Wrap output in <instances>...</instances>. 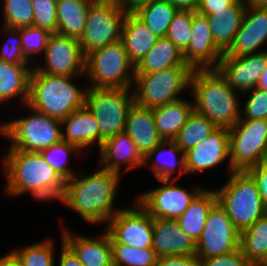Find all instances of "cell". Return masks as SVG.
Listing matches in <instances>:
<instances>
[{
  "label": "cell",
  "instance_id": "obj_5",
  "mask_svg": "<svg viewBox=\"0 0 267 266\" xmlns=\"http://www.w3.org/2000/svg\"><path fill=\"white\" fill-rule=\"evenodd\" d=\"M21 108L22 112L27 110L24 116L0 120V139L9 143L5 150L40 152L62 140L61 120L40 113L27 104Z\"/></svg>",
  "mask_w": 267,
  "mask_h": 266
},
{
  "label": "cell",
  "instance_id": "obj_41",
  "mask_svg": "<svg viewBox=\"0 0 267 266\" xmlns=\"http://www.w3.org/2000/svg\"><path fill=\"white\" fill-rule=\"evenodd\" d=\"M0 60L11 64L32 65L22 54L19 29L0 25ZM4 39V40H3Z\"/></svg>",
  "mask_w": 267,
  "mask_h": 266
},
{
  "label": "cell",
  "instance_id": "obj_1",
  "mask_svg": "<svg viewBox=\"0 0 267 266\" xmlns=\"http://www.w3.org/2000/svg\"><path fill=\"white\" fill-rule=\"evenodd\" d=\"M91 173L79 172L66 184V209L71 210L83 223L104 227L123 206L118 207L119 174L101 168L97 163ZM121 183V185H120Z\"/></svg>",
  "mask_w": 267,
  "mask_h": 266
},
{
  "label": "cell",
  "instance_id": "obj_42",
  "mask_svg": "<svg viewBox=\"0 0 267 266\" xmlns=\"http://www.w3.org/2000/svg\"><path fill=\"white\" fill-rule=\"evenodd\" d=\"M196 11L178 10L173 17L166 37L182 52L188 47L191 39L192 21Z\"/></svg>",
  "mask_w": 267,
  "mask_h": 266
},
{
  "label": "cell",
  "instance_id": "obj_27",
  "mask_svg": "<svg viewBox=\"0 0 267 266\" xmlns=\"http://www.w3.org/2000/svg\"><path fill=\"white\" fill-rule=\"evenodd\" d=\"M248 2L237 0L228 10L216 11L207 17L211 36L216 46L225 53L232 45L240 28Z\"/></svg>",
  "mask_w": 267,
  "mask_h": 266
},
{
  "label": "cell",
  "instance_id": "obj_10",
  "mask_svg": "<svg viewBox=\"0 0 267 266\" xmlns=\"http://www.w3.org/2000/svg\"><path fill=\"white\" fill-rule=\"evenodd\" d=\"M126 15L127 12L115 0H94L90 4L85 29L79 39L84 56L120 41Z\"/></svg>",
  "mask_w": 267,
  "mask_h": 266
},
{
  "label": "cell",
  "instance_id": "obj_16",
  "mask_svg": "<svg viewBox=\"0 0 267 266\" xmlns=\"http://www.w3.org/2000/svg\"><path fill=\"white\" fill-rule=\"evenodd\" d=\"M184 154L187 176H200L199 173L202 175L205 172L209 174L211 170L220 166L223 167V164L226 167H223V170L225 169L227 175L233 172L230 161L229 130L227 128H217Z\"/></svg>",
  "mask_w": 267,
  "mask_h": 266
},
{
  "label": "cell",
  "instance_id": "obj_37",
  "mask_svg": "<svg viewBox=\"0 0 267 266\" xmlns=\"http://www.w3.org/2000/svg\"><path fill=\"white\" fill-rule=\"evenodd\" d=\"M217 128L208 118L193 111L173 141L183 152H186L208 137Z\"/></svg>",
  "mask_w": 267,
  "mask_h": 266
},
{
  "label": "cell",
  "instance_id": "obj_30",
  "mask_svg": "<svg viewBox=\"0 0 267 266\" xmlns=\"http://www.w3.org/2000/svg\"><path fill=\"white\" fill-rule=\"evenodd\" d=\"M207 187L195 197L185 212L177 219L180 228L195 243L202 235L211 208L218 202L215 189L209 185Z\"/></svg>",
  "mask_w": 267,
  "mask_h": 266
},
{
  "label": "cell",
  "instance_id": "obj_44",
  "mask_svg": "<svg viewBox=\"0 0 267 266\" xmlns=\"http://www.w3.org/2000/svg\"><path fill=\"white\" fill-rule=\"evenodd\" d=\"M34 9L33 26L51 33L57 30V0H32Z\"/></svg>",
  "mask_w": 267,
  "mask_h": 266
},
{
  "label": "cell",
  "instance_id": "obj_7",
  "mask_svg": "<svg viewBox=\"0 0 267 266\" xmlns=\"http://www.w3.org/2000/svg\"><path fill=\"white\" fill-rule=\"evenodd\" d=\"M193 71L188 65H177L152 73L135 74L132 87L135 103L153 109L184 98L186 92L189 96Z\"/></svg>",
  "mask_w": 267,
  "mask_h": 266
},
{
  "label": "cell",
  "instance_id": "obj_47",
  "mask_svg": "<svg viewBox=\"0 0 267 266\" xmlns=\"http://www.w3.org/2000/svg\"><path fill=\"white\" fill-rule=\"evenodd\" d=\"M247 172L256 181L261 199L267 207V160L249 168Z\"/></svg>",
  "mask_w": 267,
  "mask_h": 266
},
{
  "label": "cell",
  "instance_id": "obj_54",
  "mask_svg": "<svg viewBox=\"0 0 267 266\" xmlns=\"http://www.w3.org/2000/svg\"><path fill=\"white\" fill-rule=\"evenodd\" d=\"M2 266H18L16 262L10 257L8 251L2 253Z\"/></svg>",
  "mask_w": 267,
  "mask_h": 266
},
{
  "label": "cell",
  "instance_id": "obj_6",
  "mask_svg": "<svg viewBox=\"0 0 267 266\" xmlns=\"http://www.w3.org/2000/svg\"><path fill=\"white\" fill-rule=\"evenodd\" d=\"M223 185L214 189L218 203L226 210L228 217L241 233L258 219L267 215L258 191L257 183L247 171H233Z\"/></svg>",
  "mask_w": 267,
  "mask_h": 266
},
{
  "label": "cell",
  "instance_id": "obj_9",
  "mask_svg": "<svg viewBox=\"0 0 267 266\" xmlns=\"http://www.w3.org/2000/svg\"><path fill=\"white\" fill-rule=\"evenodd\" d=\"M134 102L132 88H88L85 105L98 121L100 147L106 139L124 131Z\"/></svg>",
  "mask_w": 267,
  "mask_h": 266
},
{
  "label": "cell",
  "instance_id": "obj_51",
  "mask_svg": "<svg viewBox=\"0 0 267 266\" xmlns=\"http://www.w3.org/2000/svg\"><path fill=\"white\" fill-rule=\"evenodd\" d=\"M117 4L126 12H134L137 8L152 0H115Z\"/></svg>",
  "mask_w": 267,
  "mask_h": 266
},
{
  "label": "cell",
  "instance_id": "obj_33",
  "mask_svg": "<svg viewBox=\"0 0 267 266\" xmlns=\"http://www.w3.org/2000/svg\"><path fill=\"white\" fill-rule=\"evenodd\" d=\"M45 236L44 240L25 243V246L19 245L8 250L10 257L18 266H55L57 257L56 238ZM56 246V247H55Z\"/></svg>",
  "mask_w": 267,
  "mask_h": 266
},
{
  "label": "cell",
  "instance_id": "obj_52",
  "mask_svg": "<svg viewBox=\"0 0 267 266\" xmlns=\"http://www.w3.org/2000/svg\"><path fill=\"white\" fill-rule=\"evenodd\" d=\"M178 10L196 11L200 0H169Z\"/></svg>",
  "mask_w": 267,
  "mask_h": 266
},
{
  "label": "cell",
  "instance_id": "obj_55",
  "mask_svg": "<svg viewBox=\"0 0 267 266\" xmlns=\"http://www.w3.org/2000/svg\"><path fill=\"white\" fill-rule=\"evenodd\" d=\"M249 5L267 8V0H250Z\"/></svg>",
  "mask_w": 267,
  "mask_h": 266
},
{
  "label": "cell",
  "instance_id": "obj_24",
  "mask_svg": "<svg viewBox=\"0 0 267 266\" xmlns=\"http://www.w3.org/2000/svg\"><path fill=\"white\" fill-rule=\"evenodd\" d=\"M144 168H148L157 180H180L187 175L185 154L173 140H163L151 150L144 157Z\"/></svg>",
  "mask_w": 267,
  "mask_h": 266
},
{
  "label": "cell",
  "instance_id": "obj_45",
  "mask_svg": "<svg viewBox=\"0 0 267 266\" xmlns=\"http://www.w3.org/2000/svg\"><path fill=\"white\" fill-rule=\"evenodd\" d=\"M66 184L67 182H58L52 185H47L44 187H38L36 189L30 190L25 195L32 196V199L35 201H42V204L46 203H54L57 201L64 207L66 205Z\"/></svg>",
  "mask_w": 267,
  "mask_h": 266
},
{
  "label": "cell",
  "instance_id": "obj_23",
  "mask_svg": "<svg viewBox=\"0 0 267 266\" xmlns=\"http://www.w3.org/2000/svg\"><path fill=\"white\" fill-rule=\"evenodd\" d=\"M152 248L158 257L195 255L196 243L180 228L177 220L153 219Z\"/></svg>",
  "mask_w": 267,
  "mask_h": 266
},
{
  "label": "cell",
  "instance_id": "obj_14",
  "mask_svg": "<svg viewBox=\"0 0 267 266\" xmlns=\"http://www.w3.org/2000/svg\"><path fill=\"white\" fill-rule=\"evenodd\" d=\"M42 58L33 66L41 73L70 77L85 76V56L76 38L52 33Z\"/></svg>",
  "mask_w": 267,
  "mask_h": 266
},
{
  "label": "cell",
  "instance_id": "obj_22",
  "mask_svg": "<svg viewBox=\"0 0 267 266\" xmlns=\"http://www.w3.org/2000/svg\"><path fill=\"white\" fill-rule=\"evenodd\" d=\"M62 140L76 145L86 156L100 149V131L96 117L85 105L61 120Z\"/></svg>",
  "mask_w": 267,
  "mask_h": 266
},
{
  "label": "cell",
  "instance_id": "obj_38",
  "mask_svg": "<svg viewBox=\"0 0 267 266\" xmlns=\"http://www.w3.org/2000/svg\"><path fill=\"white\" fill-rule=\"evenodd\" d=\"M0 17L2 18L0 23L7 28L33 26L32 0H0Z\"/></svg>",
  "mask_w": 267,
  "mask_h": 266
},
{
  "label": "cell",
  "instance_id": "obj_48",
  "mask_svg": "<svg viewBox=\"0 0 267 266\" xmlns=\"http://www.w3.org/2000/svg\"><path fill=\"white\" fill-rule=\"evenodd\" d=\"M155 266H202L201 259L195 255L160 256Z\"/></svg>",
  "mask_w": 267,
  "mask_h": 266
},
{
  "label": "cell",
  "instance_id": "obj_32",
  "mask_svg": "<svg viewBox=\"0 0 267 266\" xmlns=\"http://www.w3.org/2000/svg\"><path fill=\"white\" fill-rule=\"evenodd\" d=\"M177 65H187L183 52L170 39L161 37L135 66V74L152 73Z\"/></svg>",
  "mask_w": 267,
  "mask_h": 266
},
{
  "label": "cell",
  "instance_id": "obj_19",
  "mask_svg": "<svg viewBox=\"0 0 267 266\" xmlns=\"http://www.w3.org/2000/svg\"><path fill=\"white\" fill-rule=\"evenodd\" d=\"M95 157H98L97 164L101 168L117 173L121 177L127 174V171L131 175L134 174L133 171H139L144 163V157L124 131L106 139Z\"/></svg>",
  "mask_w": 267,
  "mask_h": 266
},
{
  "label": "cell",
  "instance_id": "obj_43",
  "mask_svg": "<svg viewBox=\"0 0 267 266\" xmlns=\"http://www.w3.org/2000/svg\"><path fill=\"white\" fill-rule=\"evenodd\" d=\"M248 95V96H247ZM244 96L247 98L244 99ZM240 119L267 120V91L253 88L242 94Z\"/></svg>",
  "mask_w": 267,
  "mask_h": 266
},
{
  "label": "cell",
  "instance_id": "obj_36",
  "mask_svg": "<svg viewBox=\"0 0 267 266\" xmlns=\"http://www.w3.org/2000/svg\"><path fill=\"white\" fill-rule=\"evenodd\" d=\"M39 153L42 155L43 159L66 180L71 179L78 173L76 169L69 164H73V161L70 162L71 157L73 158L74 156V159H80V162L84 160V157H87L76 145L63 140Z\"/></svg>",
  "mask_w": 267,
  "mask_h": 266
},
{
  "label": "cell",
  "instance_id": "obj_17",
  "mask_svg": "<svg viewBox=\"0 0 267 266\" xmlns=\"http://www.w3.org/2000/svg\"><path fill=\"white\" fill-rule=\"evenodd\" d=\"M58 219L64 243L73 251L83 266H113L110 235L104 228L99 230L101 232H96L94 236L82 235L78 231L74 232L73 228L66 224L68 222H65V218Z\"/></svg>",
  "mask_w": 267,
  "mask_h": 266
},
{
  "label": "cell",
  "instance_id": "obj_18",
  "mask_svg": "<svg viewBox=\"0 0 267 266\" xmlns=\"http://www.w3.org/2000/svg\"><path fill=\"white\" fill-rule=\"evenodd\" d=\"M266 45L267 8L247 4L240 28L224 56L238 57L261 53L267 51Z\"/></svg>",
  "mask_w": 267,
  "mask_h": 266
},
{
  "label": "cell",
  "instance_id": "obj_53",
  "mask_svg": "<svg viewBox=\"0 0 267 266\" xmlns=\"http://www.w3.org/2000/svg\"><path fill=\"white\" fill-rule=\"evenodd\" d=\"M256 88L267 91V65H266L265 70L262 72L260 76V79L258 81Z\"/></svg>",
  "mask_w": 267,
  "mask_h": 266
},
{
  "label": "cell",
  "instance_id": "obj_8",
  "mask_svg": "<svg viewBox=\"0 0 267 266\" xmlns=\"http://www.w3.org/2000/svg\"><path fill=\"white\" fill-rule=\"evenodd\" d=\"M135 66L122 41L93 50L85 56L88 88H132Z\"/></svg>",
  "mask_w": 267,
  "mask_h": 266
},
{
  "label": "cell",
  "instance_id": "obj_57",
  "mask_svg": "<svg viewBox=\"0 0 267 266\" xmlns=\"http://www.w3.org/2000/svg\"><path fill=\"white\" fill-rule=\"evenodd\" d=\"M0 266H2V254H0Z\"/></svg>",
  "mask_w": 267,
  "mask_h": 266
},
{
  "label": "cell",
  "instance_id": "obj_39",
  "mask_svg": "<svg viewBox=\"0 0 267 266\" xmlns=\"http://www.w3.org/2000/svg\"><path fill=\"white\" fill-rule=\"evenodd\" d=\"M112 265L155 266L158 256L152 247L136 248L122 243H111Z\"/></svg>",
  "mask_w": 267,
  "mask_h": 266
},
{
  "label": "cell",
  "instance_id": "obj_31",
  "mask_svg": "<svg viewBox=\"0 0 267 266\" xmlns=\"http://www.w3.org/2000/svg\"><path fill=\"white\" fill-rule=\"evenodd\" d=\"M94 0H57L56 33L80 39L83 35L88 10Z\"/></svg>",
  "mask_w": 267,
  "mask_h": 266
},
{
  "label": "cell",
  "instance_id": "obj_46",
  "mask_svg": "<svg viewBox=\"0 0 267 266\" xmlns=\"http://www.w3.org/2000/svg\"><path fill=\"white\" fill-rule=\"evenodd\" d=\"M201 261L202 266H254L240 248L228 254L203 258Z\"/></svg>",
  "mask_w": 267,
  "mask_h": 266
},
{
  "label": "cell",
  "instance_id": "obj_13",
  "mask_svg": "<svg viewBox=\"0 0 267 266\" xmlns=\"http://www.w3.org/2000/svg\"><path fill=\"white\" fill-rule=\"evenodd\" d=\"M103 227L110 243H122L136 248L152 247L153 218L135 200H130Z\"/></svg>",
  "mask_w": 267,
  "mask_h": 266
},
{
  "label": "cell",
  "instance_id": "obj_4",
  "mask_svg": "<svg viewBox=\"0 0 267 266\" xmlns=\"http://www.w3.org/2000/svg\"><path fill=\"white\" fill-rule=\"evenodd\" d=\"M0 148V158H3L0 172L5 180L3 196L10 199L19 198L38 187L67 182L43 159L39 152Z\"/></svg>",
  "mask_w": 267,
  "mask_h": 266
},
{
  "label": "cell",
  "instance_id": "obj_28",
  "mask_svg": "<svg viewBox=\"0 0 267 266\" xmlns=\"http://www.w3.org/2000/svg\"><path fill=\"white\" fill-rule=\"evenodd\" d=\"M158 37L147 28L133 12H127L121 41L128 54L129 60L136 66L157 42Z\"/></svg>",
  "mask_w": 267,
  "mask_h": 266
},
{
  "label": "cell",
  "instance_id": "obj_34",
  "mask_svg": "<svg viewBox=\"0 0 267 266\" xmlns=\"http://www.w3.org/2000/svg\"><path fill=\"white\" fill-rule=\"evenodd\" d=\"M178 9L169 0H152L140 6L133 13L158 38L166 37L170 23Z\"/></svg>",
  "mask_w": 267,
  "mask_h": 266
},
{
  "label": "cell",
  "instance_id": "obj_50",
  "mask_svg": "<svg viewBox=\"0 0 267 266\" xmlns=\"http://www.w3.org/2000/svg\"><path fill=\"white\" fill-rule=\"evenodd\" d=\"M237 0H200L196 12L211 15L220 10H228Z\"/></svg>",
  "mask_w": 267,
  "mask_h": 266
},
{
  "label": "cell",
  "instance_id": "obj_26",
  "mask_svg": "<svg viewBox=\"0 0 267 266\" xmlns=\"http://www.w3.org/2000/svg\"><path fill=\"white\" fill-rule=\"evenodd\" d=\"M124 132L143 157L163 141L155 125L153 109L142 107L135 102L128 111Z\"/></svg>",
  "mask_w": 267,
  "mask_h": 266
},
{
  "label": "cell",
  "instance_id": "obj_21",
  "mask_svg": "<svg viewBox=\"0 0 267 266\" xmlns=\"http://www.w3.org/2000/svg\"><path fill=\"white\" fill-rule=\"evenodd\" d=\"M267 65V51L238 57L223 56L217 70L241 94L256 88Z\"/></svg>",
  "mask_w": 267,
  "mask_h": 266
},
{
  "label": "cell",
  "instance_id": "obj_3",
  "mask_svg": "<svg viewBox=\"0 0 267 266\" xmlns=\"http://www.w3.org/2000/svg\"><path fill=\"white\" fill-rule=\"evenodd\" d=\"M87 90L85 76L50 75L33 67L27 105L40 113L63 120L85 106Z\"/></svg>",
  "mask_w": 267,
  "mask_h": 266
},
{
  "label": "cell",
  "instance_id": "obj_11",
  "mask_svg": "<svg viewBox=\"0 0 267 266\" xmlns=\"http://www.w3.org/2000/svg\"><path fill=\"white\" fill-rule=\"evenodd\" d=\"M157 181L156 187L143 190L135 198L153 219L177 220L205 188L203 184L193 185L194 182L188 187L178 183V179Z\"/></svg>",
  "mask_w": 267,
  "mask_h": 266
},
{
  "label": "cell",
  "instance_id": "obj_20",
  "mask_svg": "<svg viewBox=\"0 0 267 266\" xmlns=\"http://www.w3.org/2000/svg\"><path fill=\"white\" fill-rule=\"evenodd\" d=\"M191 33L190 43L183 51L185 63L193 70L217 69L224 53L214 43L205 15L194 13Z\"/></svg>",
  "mask_w": 267,
  "mask_h": 266
},
{
  "label": "cell",
  "instance_id": "obj_2",
  "mask_svg": "<svg viewBox=\"0 0 267 266\" xmlns=\"http://www.w3.org/2000/svg\"><path fill=\"white\" fill-rule=\"evenodd\" d=\"M194 111L218 128L230 129L241 115L242 94L217 69L194 70L190 81Z\"/></svg>",
  "mask_w": 267,
  "mask_h": 266
},
{
  "label": "cell",
  "instance_id": "obj_15",
  "mask_svg": "<svg viewBox=\"0 0 267 266\" xmlns=\"http://www.w3.org/2000/svg\"><path fill=\"white\" fill-rule=\"evenodd\" d=\"M240 248V232L217 202L210 210L200 239L196 242L195 254L210 258L236 251Z\"/></svg>",
  "mask_w": 267,
  "mask_h": 266
},
{
  "label": "cell",
  "instance_id": "obj_35",
  "mask_svg": "<svg viewBox=\"0 0 267 266\" xmlns=\"http://www.w3.org/2000/svg\"><path fill=\"white\" fill-rule=\"evenodd\" d=\"M240 249L254 266L264 261L267 257V215L240 233Z\"/></svg>",
  "mask_w": 267,
  "mask_h": 266
},
{
  "label": "cell",
  "instance_id": "obj_25",
  "mask_svg": "<svg viewBox=\"0 0 267 266\" xmlns=\"http://www.w3.org/2000/svg\"><path fill=\"white\" fill-rule=\"evenodd\" d=\"M32 70L33 65L11 64L0 60V107L2 106V111L14 103L20 107L27 104Z\"/></svg>",
  "mask_w": 267,
  "mask_h": 266
},
{
  "label": "cell",
  "instance_id": "obj_29",
  "mask_svg": "<svg viewBox=\"0 0 267 266\" xmlns=\"http://www.w3.org/2000/svg\"><path fill=\"white\" fill-rule=\"evenodd\" d=\"M163 106L153 108L156 128L163 140H174L194 111L191 95Z\"/></svg>",
  "mask_w": 267,
  "mask_h": 266
},
{
  "label": "cell",
  "instance_id": "obj_12",
  "mask_svg": "<svg viewBox=\"0 0 267 266\" xmlns=\"http://www.w3.org/2000/svg\"><path fill=\"white\" fill-rule=\"evenodd\" d=\"M228 130L233 171H247L267 160V120L239 119Z\"/></svg>",
  "mask_w": 267,
  "mask_h": 266
},
{
  "label": "cell",
  "instance_id": "obj_56",
  "mask_svg": "<svg viewBox=\"0 0 267 266\" xmlns=\"http://www.w3.org/2000/svg\"><path fill=\"white\" fill-rule=\"evenodd\" d=\"M259 266H267V257L264 259V261Z\"/></svg>",
  "mask_w": 267,
  "mask_h": 266
},
{
  "label": "cell",
  "instance_id": "obj_49",
  "mask_svg": "<svg viewBox=\"0 0 267 266\" xmlns=\"http://www.w3.org/2000/svg\"><path fill=\"white\" fill-rule=\"evenodd\" d=\"M59 235L60 251H58V253L60 254H58V258L55 259V266H83L73 251L64 243L60 230Z\"/></svg>",
  "mask_w": 267,
  "mask_h": 266
},
{
  "label": "cell",
  "instance_id": "obj_40",
  "mask_svg": "<svg viewBox=\"0 0 267 266\" xmlns=\"http://www.w3.org/2000/svg\"><path fill=\"white\" fill-rule=\"evenodd\" d=\"M19 33L22 40V54L34 66L40 56L44 55L52 33L36 26L19 28Z\"/></svg>",
  "mask_w": 267,
  "mask_h": 266
}]
</instances>
